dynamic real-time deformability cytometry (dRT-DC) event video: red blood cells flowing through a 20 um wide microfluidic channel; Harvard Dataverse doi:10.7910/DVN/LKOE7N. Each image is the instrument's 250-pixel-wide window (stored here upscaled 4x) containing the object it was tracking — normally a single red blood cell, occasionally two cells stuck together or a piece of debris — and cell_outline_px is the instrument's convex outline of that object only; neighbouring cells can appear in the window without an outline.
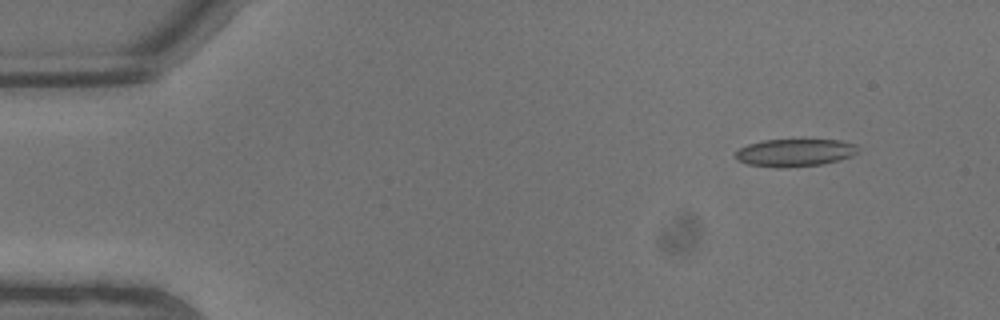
{"species": "common noctule bat (a hibernating species)", "species_latin": "Nyctalus noctula", "temperature_condition": "warm", "stored_images_in_passage": 5, "camera_frame_rate_fps": 3000, "um_per_image_px": 0.085, "animal": {"sex": "male", "body_mass_g": 13.3}, "frame": {"image": 1, "passage_image": 1, "time_ms": 0.0, "image_size_px": [1000, 320], "cell_outline_px": [[856, 152], [852, 156], [840, 160], [820, 164], [784, 168], [776, 168], [748, 164], [736, 160], [732, 156], [740, 148], [748, 144], [764, 140], [840, 140], [856, 144]], "centroid_in_image_um": [67.51, 12.98], "position_along_channel_um": 17.5, "area_um2": 19.71}}
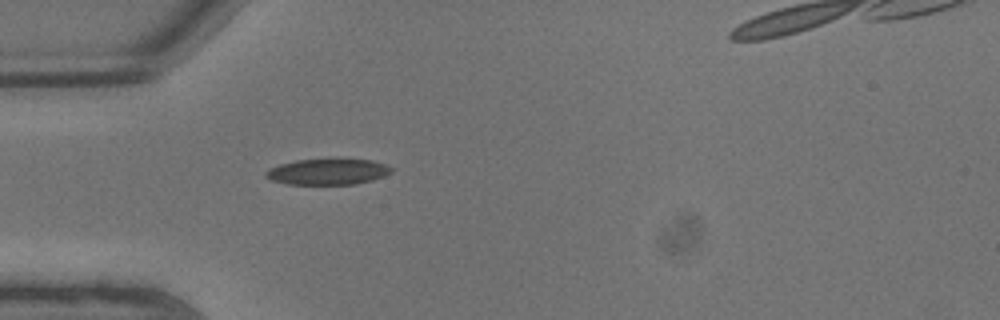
{"frame": {"image": 2, "passage_image": 5, "time_ms": 1.333, "image_size_px": [1000, 320], "cell_outline_px": [[392, 172], [384, 176], [372, 180], [356, 184], [288, 184], [272, 180], [264, 176], [264, 172], [268, 168], [280, 164], [296, 160], [372, 160], [384, 164], [392, 168]], "centroid_in_image_um": [27.83, 14.61], "position_along_channel_um": 57.2, "area_um2": 18.73}}